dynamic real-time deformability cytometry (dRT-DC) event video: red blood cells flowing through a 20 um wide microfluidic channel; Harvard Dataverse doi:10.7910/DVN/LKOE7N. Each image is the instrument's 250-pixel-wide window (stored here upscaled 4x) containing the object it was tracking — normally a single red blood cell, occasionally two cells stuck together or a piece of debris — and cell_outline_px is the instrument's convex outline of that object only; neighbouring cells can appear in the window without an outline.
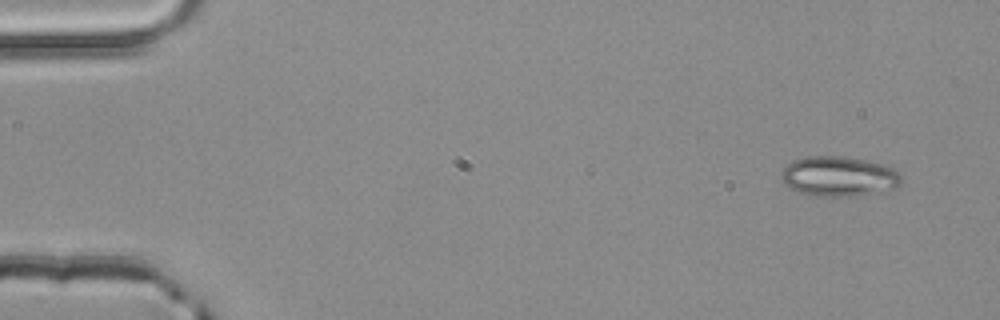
{"species": "common noctule bat (a hibernating species)", "species_latin": "Nyctalus noctula", "temperature_condition": "room temperature", "stored_images_in_passage": 4, "camera_frame_rate_fps": 3000, "um_per_image_px": 0.085, "animal": {"sex": "male", "body_mass_g": 20.4}, "frame": {"image": 1, "passage_image": 1, "time_ms": 0.0, "image_size_px": [1000, 320], "cell_outline_px": [[900, 184], [896, 188], [852, 196], [816, 196], [796, 192], [780, 176], [780, 172], [792, 160], [808, 156], [844, 156], [888, 164], [896, 168], [900, 172]], "centroid_in_image_um": [71.33, 14.97], "position_along_channel_um": 13.7, "area_um2": 28.09}}
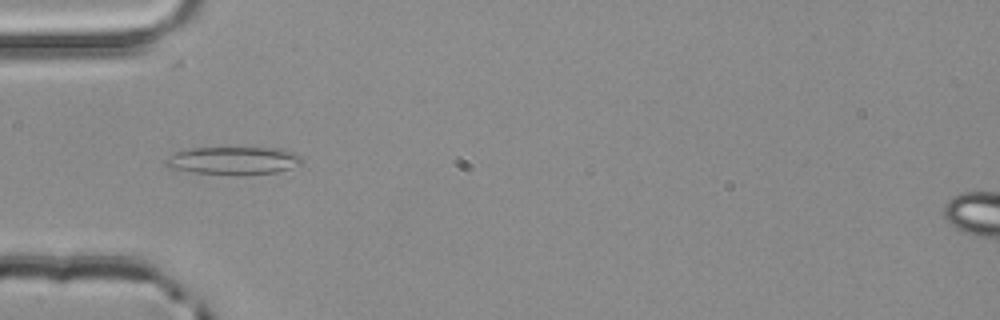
{"frame": {"image": 2, "passage_image": 4, "time_ms": 1.0, "image_size_px": [1000, 320], "cell_outline_px": [[304, 164], [276, 172], [192, 172], [168, 168], [164, 164], [164, 160], [168, 156], [176, 152], [188, 148], [280, 148], [296, 152], [300, 156]], "centroid_in_image_um": [19.83, 13.6], "position_along_channel_um": 65.2, "area_um2": 21.39}}